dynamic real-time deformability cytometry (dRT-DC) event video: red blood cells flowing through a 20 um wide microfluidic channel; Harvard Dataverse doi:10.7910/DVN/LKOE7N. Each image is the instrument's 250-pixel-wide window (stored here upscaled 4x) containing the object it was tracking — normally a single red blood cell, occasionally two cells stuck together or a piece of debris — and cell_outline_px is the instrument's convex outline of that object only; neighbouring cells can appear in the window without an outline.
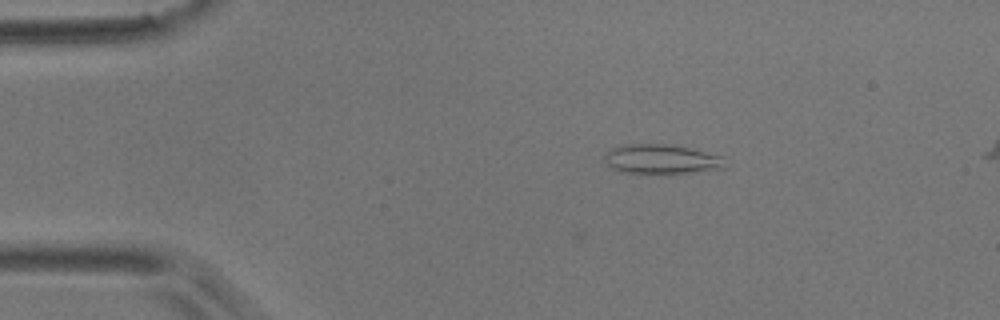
{"species": "common noctule bat (a hibernating species)", "species_latin": "Nyctalus noctula", "temperature_condition": "room temperature", "stored_images_in_passage": 5, "camera_frame_rate_fps": 3000, "um_per_image_px": 0.085, "animal": {"sex": "male", "body_mass_g": 17.9}, "frame": {"image": 1, "passage_image": 2, "time_ms": 1.333, "image_size_px": [1000, 320], "cell_outline_px": [[724, 168], [692, 172], [620, 172], [604, 164], [604, 152], [612, 148], [624, 144], [672, 144], [720, 156]], "centroid_in_image_um": [56.09, 13.51], "position_along_channel_um": 28.9, "area_um2": 20.23}}